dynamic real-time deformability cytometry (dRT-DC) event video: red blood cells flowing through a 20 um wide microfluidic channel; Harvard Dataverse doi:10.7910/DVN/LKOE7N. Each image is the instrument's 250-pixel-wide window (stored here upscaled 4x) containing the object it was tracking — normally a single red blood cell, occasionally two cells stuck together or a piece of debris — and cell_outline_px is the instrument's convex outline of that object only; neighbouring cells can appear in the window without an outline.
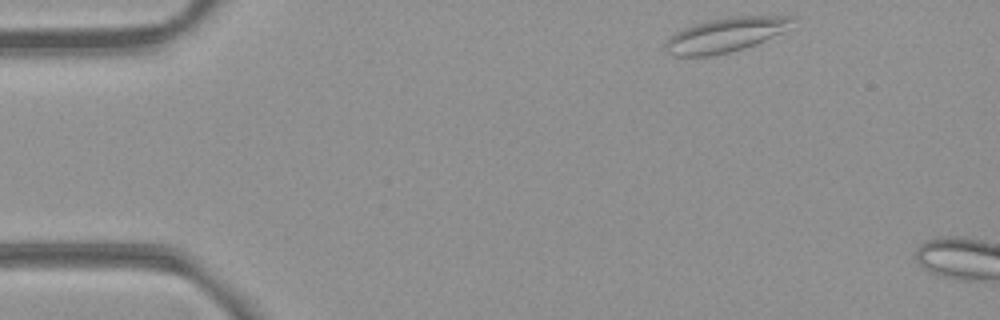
{"species": "common noctule bat (a hibernating species)", "species_latin": "Nyctalus noctula", "temperature_condition": "room temperature", "stored_images_in_passage": 4, "camera_frame_rate_fps": 3000, "um_per_image_px": 0.085, "animal": {"sex": "female", "body_mass_g": 21.9}, "frame": {"image": 1, "passage_image": 1, "time_ms": 0.0, "image_size_px": [1000, 320], "cell_outline_px": [[792, 20], [780, 32], [756, 44], [728, 52], [708, 56], [672, 56], [664, 48], [664, 44], [676, 32], [684, 28], [696, 24], [712, 20], [736, 16], [792, 16]], "centroid_in_image_um": [61.58, 2.98], "position_along_channel_um": 23.4, "area_um2": 24.51}}